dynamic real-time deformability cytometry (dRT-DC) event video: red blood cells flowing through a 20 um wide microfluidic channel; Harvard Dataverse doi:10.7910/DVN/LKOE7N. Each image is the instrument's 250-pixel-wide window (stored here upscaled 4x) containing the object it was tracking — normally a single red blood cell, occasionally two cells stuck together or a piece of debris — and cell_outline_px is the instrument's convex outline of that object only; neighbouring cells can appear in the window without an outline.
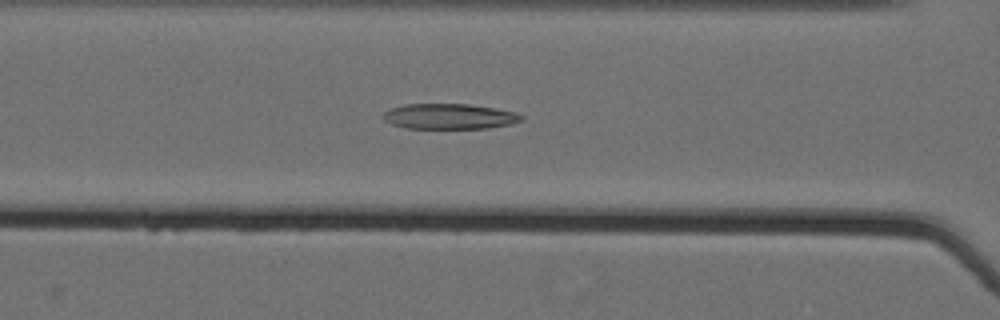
{"species": "Egyptian fruit bat (a non-hibernating species)", "species_latin": "Rousettus aegyptiacus", "temperature_condition": "cold", "stored_images_in_passage": 62, "camera_frame_rate_fps": 3000, "um_per_image_px": 0.085, "animal": {"sex": "female"}, "frame": {"image": 1, "passage_image": 31, "time_ms": 10.0, "image_size_px": [1000, 320], "cell_outline_px": [[524, 116], [520, 120], [508, 124], [488, 128], [404, 128], [392, 124], [384, 120], [380, 116], [384, 112], [392, 108], [404, 104], [468, 104], [496, 108], [516, 112]], "centroid_in_image_um": [38.15, 9.89], "position_along_channel_um": 128.4, "area_um2": 20.4}}
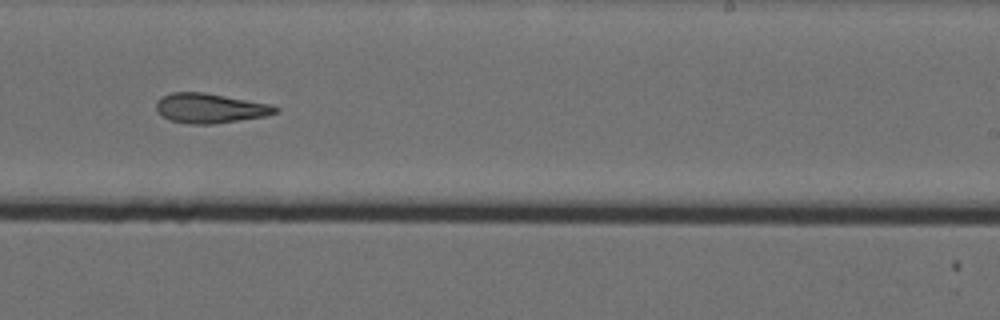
{"frame": {"image": 2, "passage_image": 43, "time_ms": 14.0, "image_size_px": [1000, 320], "cell_outline_px": [[280, 112], [264, 116], [216, 124], [188, 124], [168, 120], [160, 116], [156, 112], [156, 104], [164, 96], [172, 92], [204, 92], [268, 104], [280, 108]], "centroid_in_image_um": [17.83, 9.21], "position_along_channel_um": 271.2, "area_um2": 20.63}}
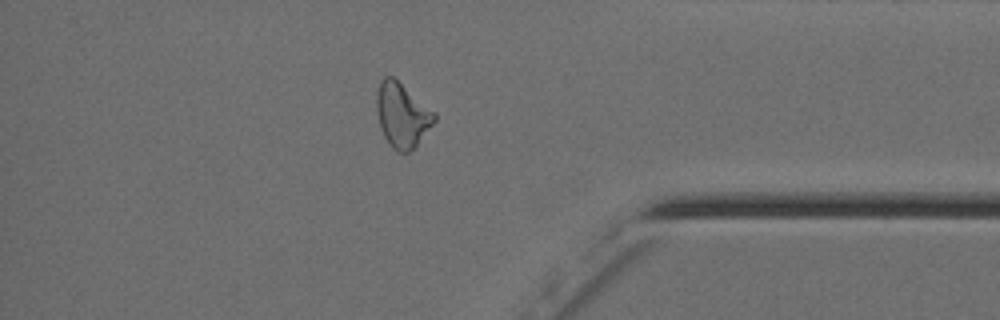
{"frame": {"image": 3, "passage_image": 55, "time_ms": 18.0, "image_size_px": [1000, 320], "cell_outline_px": [[436, 120], [416, 144], [408, 152], [396, 152], [388, 144], [380, 128], [376, 112], [376, 96], [380, 80], [384, 76], [392, 76], [436, 112]], "centroid_in_image_um": [34.15, 9.77], "position_along_channel_um": 401.0, "area_um2": 21.62}, "authors_computed_cell_mechanics": {"area_um2": 22.8888, "velocity_mm_per_s": 3.5766, "shape_relaxation_time_tau1_ms": null, "shape_relaxation_time_tau2_ms": 4.5927, "deformation_change_tau1": null, "deformation_change_tau2": 0.1435}}